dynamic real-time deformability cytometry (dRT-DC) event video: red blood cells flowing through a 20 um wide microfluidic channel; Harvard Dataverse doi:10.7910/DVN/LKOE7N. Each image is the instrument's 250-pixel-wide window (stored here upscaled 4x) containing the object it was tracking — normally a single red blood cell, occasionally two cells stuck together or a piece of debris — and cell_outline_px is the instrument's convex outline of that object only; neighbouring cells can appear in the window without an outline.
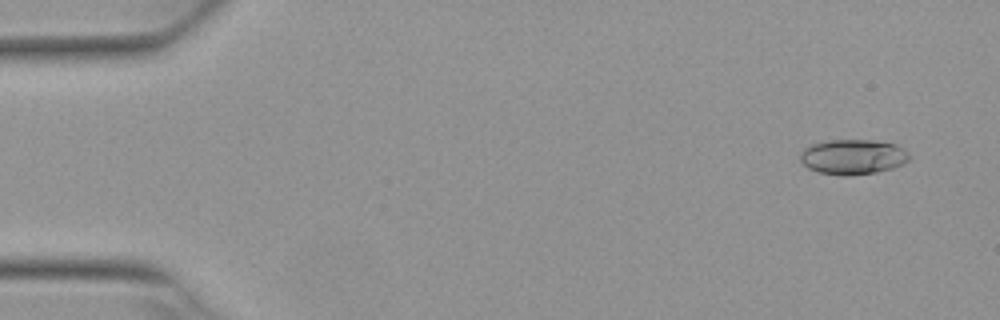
{"species": "Egyptian fruit bat (a non-hibernating species)", "species_latin": "Rousettus aegyptiacus", "temperature_condition": "warm", "stored_images_in_passage": 52, "camera_frame_rate_fps": 3000, "um_per_image_px": 0.085, "animal": {"sex": "female"}, "frame": {"image": 1, "passage_image": 3, "time_ms": 0.667, "image_size_px": [1000, 320], "cell_outline_px": [[912, 156], [904, 164], [892, 168], [876, 172], [848, 176], [844, 176], [816, 172], [808, 168], [800, 160], [800, 152], [804, 148], [812, 144], [828, 140], [872, 140], [896, 144], [908, 152]], "centroid_in_image_um": [72.5, 13.34], "position_along_channel_um": 12.5, "area_um2": 22.48}}
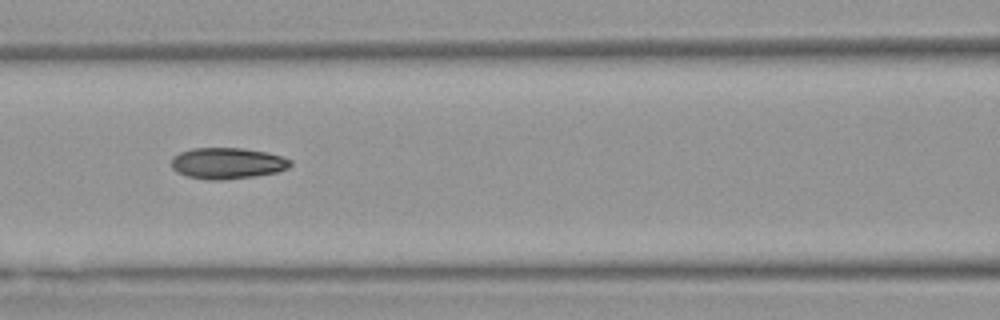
{"frame": {"image": 2, "passage_image": 23, "time_ms": 7.333, "image_size_px": [1000, 320], "cell_outline_px": [[292, 164], [288, 168], [276, 172], [256, 176], [220, 180], [212, 180], [188, 176], [176, 172], [172, 168], [172, 156], [180, 152], [192, 148], [244, 148], [264, 152], [280, 156], [292, 160]], "centroid_in_image_um": [19.31, 13.87], "position_along_channel_um": 147.3, "area_um2": 21.56}}
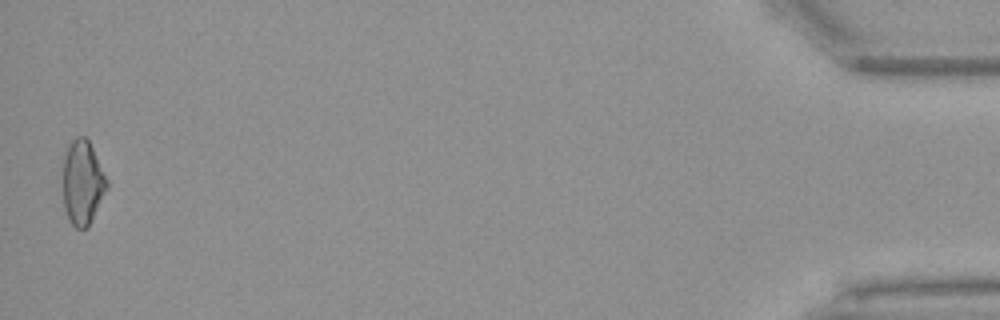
{"frame": {"image": 3, "passage_image": 52, "time_ms": 17.0, "image_size_px": [1000, 320], "cell_outline_px": [[108, 188], [88, 228], [76, 228], [72, 224], [64, 208], [64, 156], [72, 140], [76, 136], [84, 136], [88, 140], [108, 180]], "centroid_in_image_um": [7.04, 15.54], "position_along_channel_um": 428.2, "area_um2": 21.33}, "authors_computed_cell_mechanics": {"area_um2": 21.3571, "velocity_mm_per_s": 3.8751, "shape_relaxation_time_tau1_ms": 7.3039, "shape_relaxation_time_tau2_ms": 4.4595, "deformation_change_tau1": 0.1835, "deformation_change_tau2": 0.1111}}